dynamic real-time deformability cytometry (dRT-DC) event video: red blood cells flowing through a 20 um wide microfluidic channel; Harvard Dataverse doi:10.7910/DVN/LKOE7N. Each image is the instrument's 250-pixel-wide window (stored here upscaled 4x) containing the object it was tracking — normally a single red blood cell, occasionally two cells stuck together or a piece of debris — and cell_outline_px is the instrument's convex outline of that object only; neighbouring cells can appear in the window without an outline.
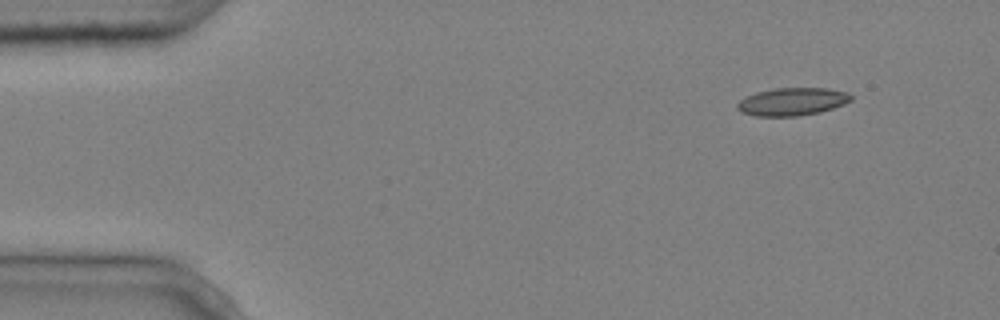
{"species": "common noctule bat (a hibernating species)", "species_latin": "Nyctalus noctula", "temperature_condition": "cold", "stored_images_in_passage": 3, "camera_frame_rate_fps": 3000, "um_per_image_px": 0.085, "animal": {"sex": "male", "body_mass_g": 20.4}, "frame": {"image": 1, "passage_image": 1, "time_ms": 0.0, "image_size_px": [1000, 320], "cell_outline_px": [[852, 100], [844, 104], [820, 112], [796, 116], [756, 116], [740, 112], [736, 108], [736, 104], [740, 100], [756, 92], [776, 88], [828, 88], [848, 92], [852, 96]], "centroid_in_image_um": [67.34, 8.64], "position_along_channel_um": 17.7, "area_um2": 18.44}}
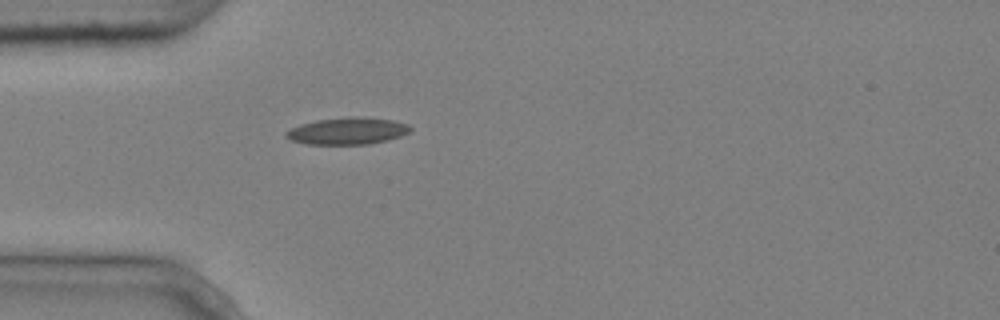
{"frame": {"image": 2, "passage_image": 3, "time_ms": 0.667, "image_size_px": [1000, 320], "cell_outline_px": [[412, 132], [388, 140], [368, 144], [308, 144], [292, 140], [284, 136], [284, 132], [300, 124], [316, 120], [348, 116], [360, 116], [392, 120], [408, 124], [412, 128]], "centroid_in_image_um": [29.56, 11.12], "position_along_channel_um": 55.4, "area_um2": 19.65}}